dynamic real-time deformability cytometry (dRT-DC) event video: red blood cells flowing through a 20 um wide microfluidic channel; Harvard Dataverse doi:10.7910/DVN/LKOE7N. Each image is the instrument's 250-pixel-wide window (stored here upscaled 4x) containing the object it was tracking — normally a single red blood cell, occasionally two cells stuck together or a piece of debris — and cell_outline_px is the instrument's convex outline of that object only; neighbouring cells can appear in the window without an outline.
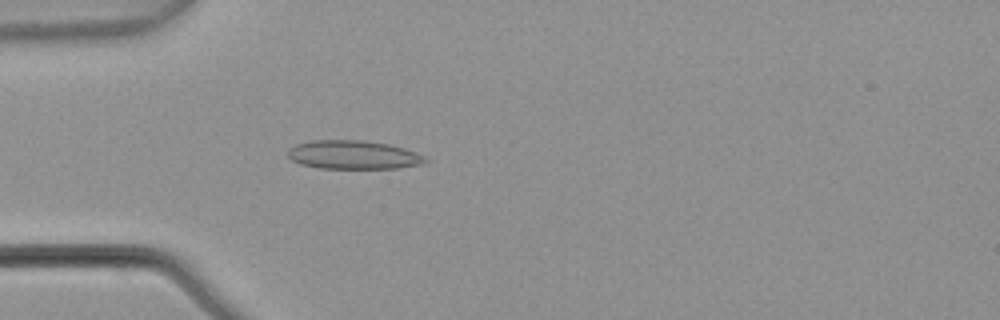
{"species": "common noctule bat (a hibernating species)", "species_latin": "Nyctalus noctula", "temperature_condition": "warm", "stored_images_in_passage": 4, "camera_frame_rate_fps": 3000, "um_per_image_px": 0.085, "animal": {"sex": "male", "body_mass_g": 21.5, "forearm_length_mm": 52.0}, "frame": {"image": 1, "passage_image": 4, "time_ms": 1.0, "image_size_px": [1000, 320], "cell_outline_px": [[428, 160], [424, 164], [396, 168], [320, 168], [300, 164], [292, 160], [288, 156], [288, 148], [296, 144], [312, 140], [364, 140], [388, 144], [404, 148], [416, 152], [424, 156]], "centroid_in_image_um": [30.03, 13.15], "position_along_channel_um": 55.0, "area_um2": 23.0}}